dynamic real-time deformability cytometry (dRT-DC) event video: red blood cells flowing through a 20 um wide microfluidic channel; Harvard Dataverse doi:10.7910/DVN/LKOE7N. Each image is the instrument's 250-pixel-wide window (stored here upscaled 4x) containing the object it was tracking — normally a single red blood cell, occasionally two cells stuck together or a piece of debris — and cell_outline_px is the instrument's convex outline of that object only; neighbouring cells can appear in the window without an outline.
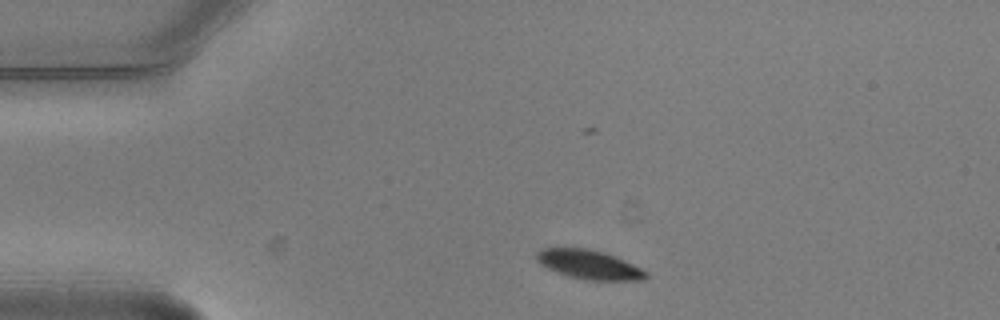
{"species": "common noctule bat (a hibernating species)", "species_latin": "Nyctalus noctula", "temperature_condition": "warm", "stored_images_in_passage": 4, "camera_frame_rate_fps": 3000, "um_per_image_px": 0.085, "animal": {"sex": "male", "body_mass_g": 20.5, "forearm_length_mm": 52.5}, "frame": {"image": 1, "passage_image": 1, "time_ms": 0.0, "image_size_px": [1000, 320], "cell_outline_px": [[648, 276], [644, 280], [588, 280], [568, 276], [556, 272], [540, 264], [536, 260], [536, 252], [544, 248], [584, 248], [604, 252], [624, 260], [648, 272]], "centroid_in_image_um": [50.06, 22.49], "position_along_channel_um": 34.9, "area_um2": 18.44}}
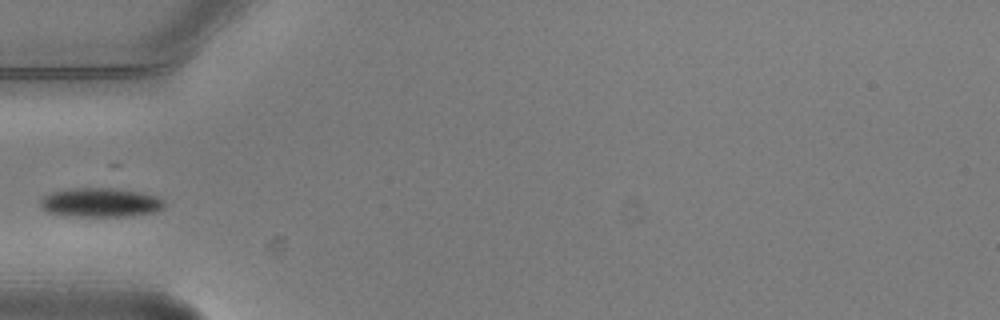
{"frame": {"image": 2, "passage_image": 3, "time_ms": 0.667, "image_size_px": [1000, 320], "cell_outline_px": [[168, 204], [164, 208], [156, 212], [128, 216], [72, 216], [48, 212], [40, 208], [40, 200], [44, 196], [52, 192], [68, 188], [112, 188], [140, 192], [156, 196], [164, 200]], "centroid_in_image_um": [8.57, 17.21], "position_along_channel_um": 76.4, "area_um2": 21.21}}
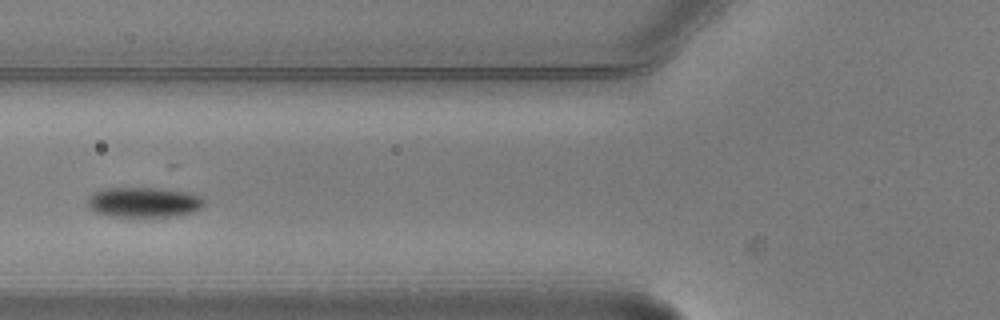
{"frame": {"image": 3, "passage_image": 4, "time_ms": 1.0, "image_size_px": [1000, 320], "cell_outline_px": [[204, 204], [200, 208], [192, 212], [172, 216], [108, 216], [92, 212], [88, 204], [88, 196], [104, 188], [160, 188], [188, 192], [200, 196], [204, 200]], "centroid_in_image_um": [12.2, 17.18], "position_along_channel_um": 113.6, "area_um2": 20.4}}